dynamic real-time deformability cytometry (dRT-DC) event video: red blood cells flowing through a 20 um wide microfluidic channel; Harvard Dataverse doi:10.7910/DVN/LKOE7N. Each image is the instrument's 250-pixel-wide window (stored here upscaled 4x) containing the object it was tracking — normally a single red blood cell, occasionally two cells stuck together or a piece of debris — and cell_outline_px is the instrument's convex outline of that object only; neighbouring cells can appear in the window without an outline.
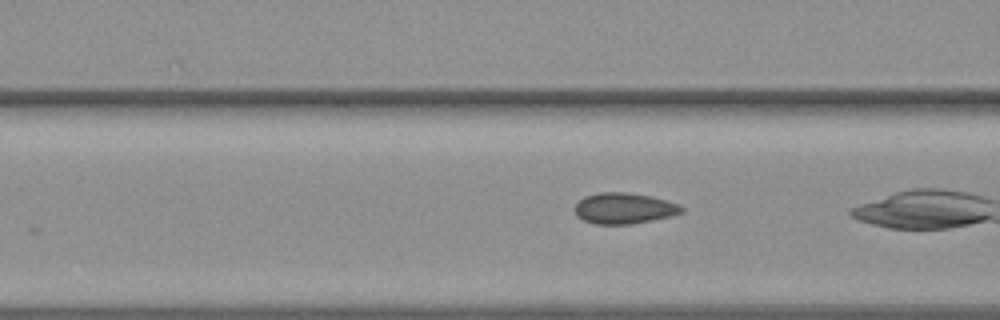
{"species": "common noctule bat (a hibernating species)", "species_latin": "Nyctalus noctula", "temperature_condition": "warm", "stored_images_in_passage": 20, "camera_frame_rate_fps": 3000, "um_per_image_px": 0.085, "animal": {"sex": "female", "body_mass_g": 19.3, "forearm_length_mm": 54.1}, "frame": {"image": 1, "passage_image": 8, "time_ms": 2.333, "image_size_px": [1000, 320], "cell_outline_px": [[684, 212], [672, 216], [632, 224], [592, 224], [576, 216], [572, 208], [584, 196], [600, 192], [628, 192], [652, 196], [668, 200], [680, 204], [684, 208]], "centroid_in_image_um": [53.05, 17.7], "position_along_channel_um": 113.5, "area_um2": 19.65}}
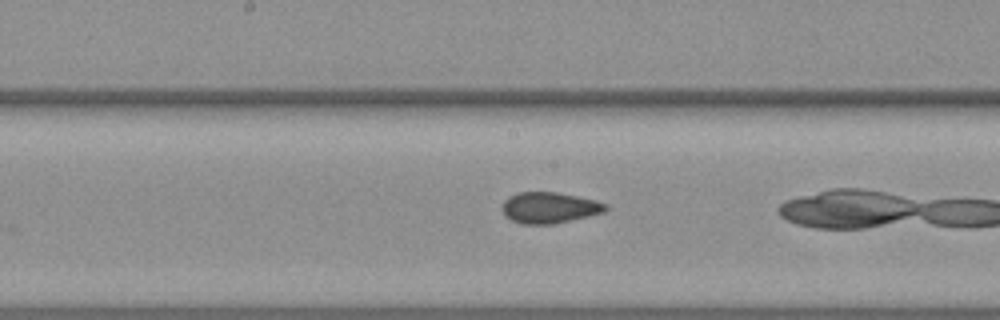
{"frame": {"image": 2, "passage_image": 15, "time_ms": 4.667, "image_size_px": [1000, 320], "cell_outline_px": [[608, 208], [604, 212], [588, 216], [552, 224], [520, 224], [504, 216], [504, 200], [508, 196], [516, 192], [556, 192], [596, 200], [608, 204]], "centroid_in_image_um": [46.7, 17.65], "position_along_channel_um": 201.5, "area_um2": 18.67}}
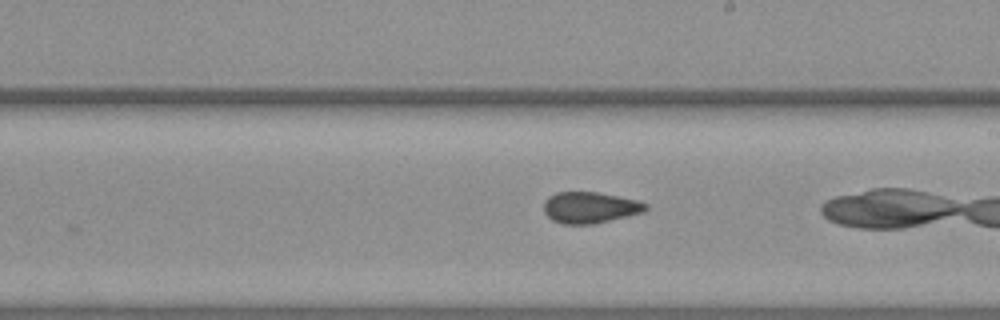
{"frame": {"image": 3, "passage_image": 18, "time_ms": 5.667, "image_size_px": [1000, 320], "cell_outline_px": [[648, 208], [644, 212], [596, 224], [564, 224], [552, 220], [544, 212], [544, 200], [548, 196], [556, 192], [596, 192], [636, 200], [648, 204]], "centroid_in_image_um": [50.14, 17.64], "position_along_channel_um": 238.9, "area_um2": 18.61}}